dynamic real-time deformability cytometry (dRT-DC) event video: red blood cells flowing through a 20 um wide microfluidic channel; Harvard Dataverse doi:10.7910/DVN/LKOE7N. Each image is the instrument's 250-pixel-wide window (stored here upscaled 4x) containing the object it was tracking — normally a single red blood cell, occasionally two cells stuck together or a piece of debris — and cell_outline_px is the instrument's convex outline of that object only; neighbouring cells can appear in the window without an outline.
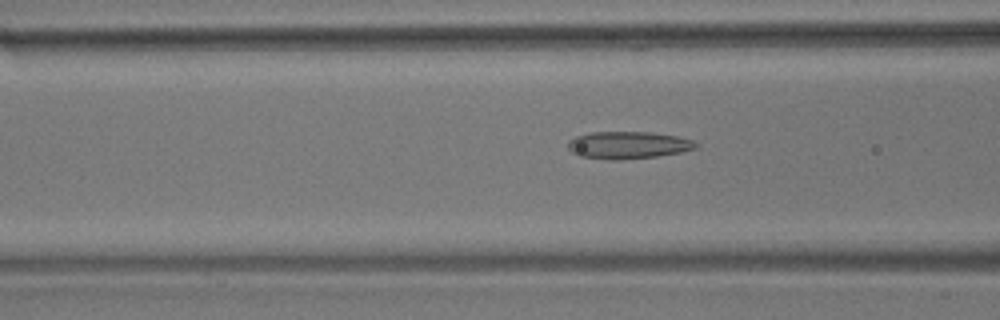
{"species": "common noctule bat (a hibernating species)", "species_latin": "Nyctalus noctula", "temperature_condition": "room temperature", "stored_images_in_passage": 55, "camera_frame_rate_fps": 3000, "um_per_image_px": 0.085, "animal": {"sex": "male", "body_mass_g": 17.9}, "frame": {"image": 1, "passage_image": 21, "time_ms": 6.667, "image_size_px": [1000, 320], "cell_outline_px": [[700, 144], [696, 148], [680, 152], [656, 156], [620, 160], [608, 160], [580, 156], [572, 152], [568, 148], [568, 140], [576, 136], [592, 132], [652, 132], [676, 136], [692, 140]], "centroid_in_image_um": [53.37, 12.33], "position_along_channel_um": 113.2, "area_um2": 20.35}}
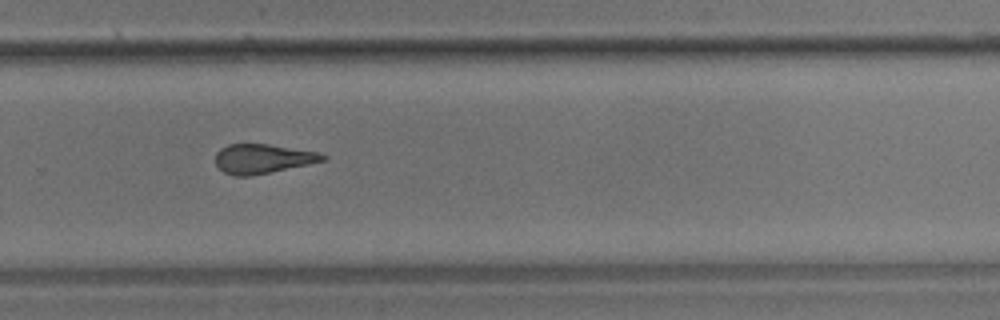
{"frame": {"image": 2, "passage_image": 37, "time_ms": 12.0, "image_size_px": [1000, 320], "cell_outline_px": [[328, 156], [324, 160], [308, 164], [252, 176], [236, 176], [224, 172], [216, 164], [216, 152], [220, 148], [228, 144], [268, 144], [316, 152]], "centroid_in_image_um": [22.29, 13.49], "position_along_channel_um": 307.5, "area_um2": 18.15}}
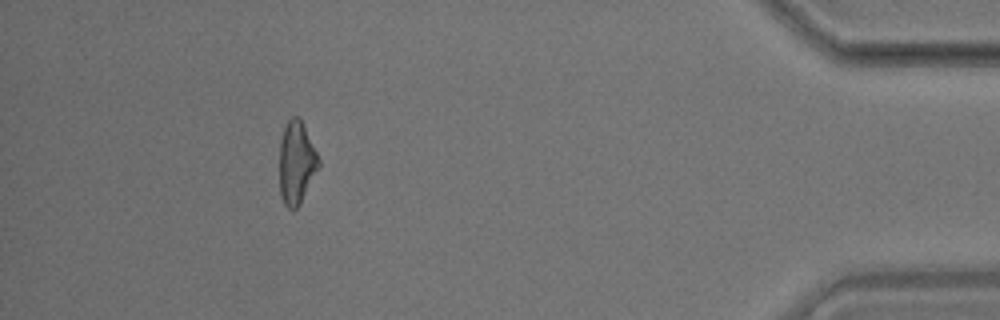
{"frame": {"image": 3, "passage_image": 50, "time_ms": 16.333, "image_size_px": [1000, 320], "cell_outline_px": [[320, 168], [300, 204], [296, 208], [288, 208], [284, 204], [280, 196], [280, 140], [284, 128], [288, 120], [292, 116], [300, 116], [320, 160]], "centroid_in_image_um": [25.21, 13.83], "position_along_channel_um": 410.0, "area_um2": 19.07}, "authors_computed_cell_mechanics": {"area_um2": 19.652, "velocity_mm_per_s": 3.6474, "shape_relaxation_time_tau1_ms": null, "shape_relaxation_time_tau2_ms": 2.9701, "deformation_change_tau1": null, "deformation_change_tau2": 0.136}}